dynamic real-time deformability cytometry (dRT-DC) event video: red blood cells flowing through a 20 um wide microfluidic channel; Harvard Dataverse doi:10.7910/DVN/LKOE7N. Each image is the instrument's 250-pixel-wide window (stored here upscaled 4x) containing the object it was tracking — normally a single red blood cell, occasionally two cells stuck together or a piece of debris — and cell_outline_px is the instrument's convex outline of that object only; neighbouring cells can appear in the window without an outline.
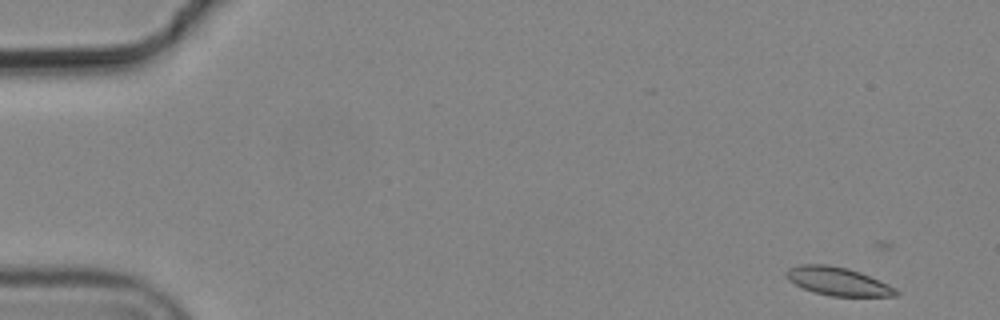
{"species": "common noctule bat (a hibernating species)", "species_latin": "Nyctalus noctula", "temperature_condition": "cold", "stored_images_in_passage": 4, "camera_frame_rate_fps": 3000, "um_per_image_px": 0.085, "animal": {"sex": "male", "body_mass_g": 19.2, "forearm_length_mm": 51.8}, "frame": {"image": 1, "passage_image": 1, "time_ms": 0.0, "image_size_px": [1000, 320], "cell_outline_px": [[900, 292], [896, 296], [832, 296], [816, 292], [804, 288], [788, 280], [784, 276], [784, 272], [788, 268], [800, 264], [828, 264], [848, 268], [860, 272], [888, 284], [896, 288]], "centroid_in_image_um": [71.21, 23.9], "position_along_channel_um": 13.8, "area_um2": 18.09}}